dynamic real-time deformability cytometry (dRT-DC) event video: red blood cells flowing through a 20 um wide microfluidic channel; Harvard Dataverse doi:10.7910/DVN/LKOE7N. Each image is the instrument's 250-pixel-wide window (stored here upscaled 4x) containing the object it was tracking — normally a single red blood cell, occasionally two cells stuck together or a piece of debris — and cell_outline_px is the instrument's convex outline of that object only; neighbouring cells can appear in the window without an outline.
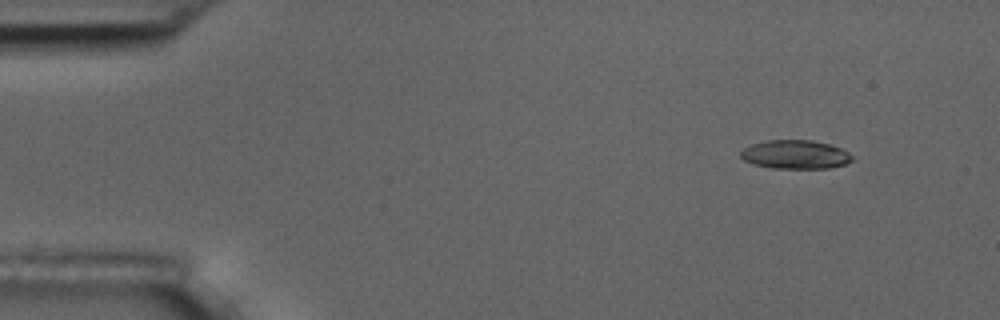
{"species": "common noctule bat (a hibernating species)", "species_latin": "Nyctalus noctula", "temperature_condition": "room temperature", "stored_images_in_passage": 5, "segment_of_instrument_passage": [1, 2], "camera_frame_rate_fps": 3000, "um_per_image_px": 0.085, "animal": {"sex": "male", "body_mass_g": 17.5, "forearm_length_mm": 52.3}, "frame": {"image": 1, "passage_image": 1, "time_ms": 0.0, "image_size_px": [1000, 320], "cell_outline_px": [[856, 160], [844, 164], [828, 168], [772, 168], [752, 164], [744, 160], [740, 156], [740, 152], [744, 148], [752, 144], [768, 140], [812, 140], [828, 144], [840, 148], [848, 152]], "centroid_in_image_um": [67.6, 13.13], "position_along_channel_um": 17.4, "area_um2": 18.67}}
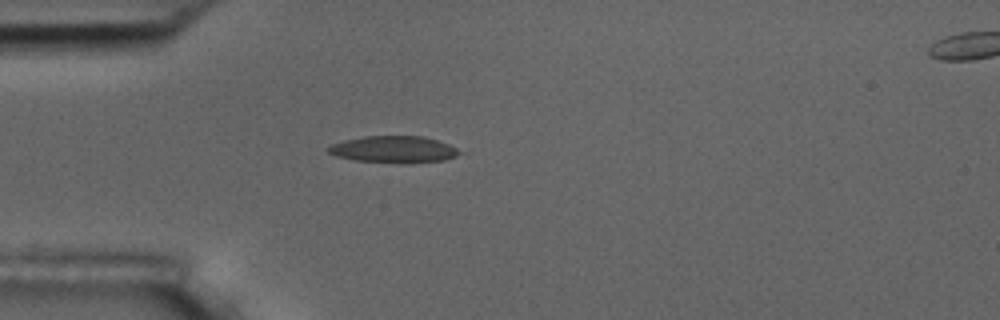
{"frame": {"image": 2, "passage_image": 4, "time_ms": 3.333, "image_size_px": [1000, 320], "cell_outline_px": [[468, 152], [444, 160], [356, 160], [336, 156], [328, 152], [324, 148], [332, 144], [344, 140], [364, 136], [424, 136], [448, 144]], "centroid_in_image_um": [33.47, 12.64], "position_along_channel_um": 51.5, "area_um2": 19.54}}